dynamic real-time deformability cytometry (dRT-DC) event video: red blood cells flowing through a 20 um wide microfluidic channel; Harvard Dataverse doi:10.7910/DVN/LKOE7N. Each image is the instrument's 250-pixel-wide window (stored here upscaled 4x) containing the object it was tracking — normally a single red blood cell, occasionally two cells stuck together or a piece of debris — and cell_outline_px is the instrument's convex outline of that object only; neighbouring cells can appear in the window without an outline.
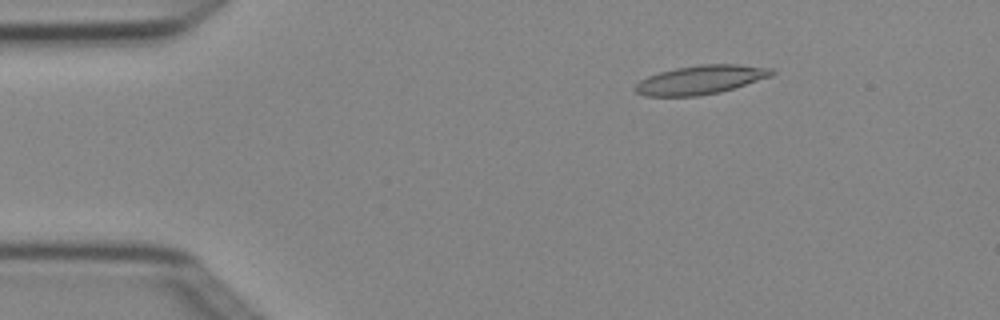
{"species": "Egyptian fruit bat (a non-hibernating species)", "species_latin": "Rousettus aegyptiacus", "temperature_condition": "cold", "stored_images_in_passage": 4, "camera_frame_rate_fps": 3000, "um_per_image_px": 0.085, "animal": {"sex": "female"}, "frame": {"image": 1, "passage_image": 3, "time_ms": 0.667, "image_size_px": [1000, 320], "cell_outline_px": [[776, 72], [772, 76], [720, 92], [700, 96], [644, 96], [636, 92], [632, 88], [640, 80], [648, 76], [660, 72], [676, 68], [700, 64], [740, 64], [772, 68]], "centroid_in_image_um": [59.55, 6.78], "position_along_channel_um": 25.4, "area_um2": 23.06}}